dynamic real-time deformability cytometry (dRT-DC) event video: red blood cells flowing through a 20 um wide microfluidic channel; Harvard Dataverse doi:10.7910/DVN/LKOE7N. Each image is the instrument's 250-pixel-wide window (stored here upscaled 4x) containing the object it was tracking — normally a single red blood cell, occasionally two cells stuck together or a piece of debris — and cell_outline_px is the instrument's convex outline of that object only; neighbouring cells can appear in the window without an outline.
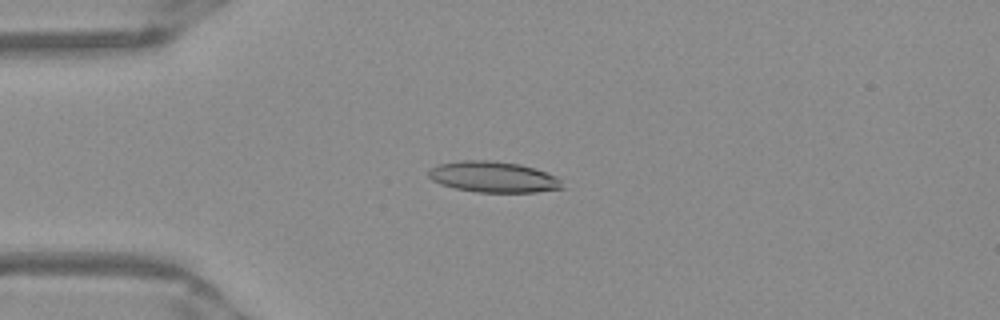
{"species": "Egyptian fruit bat (a non-hibernating species)", "species_latin": "Rousettus aegyptiacus", "temperature_condition": "warm", "stored_images_in_passage": 50, "camera_frame_rate_fps": 3000, "um_per_image_px": 0.085, "frame": {"image": 1, "passage_image": 12, "time_ms": 3.667, "image_size_px": [1000, 320], "cell_outline_px": [[564, 188], [536, 192], [476, 192], [456, 188], [440, 184], [432, 180], [428, 176], [428, 168], [436, 164], [460, 160], [488, 160], [520, 164], [536, 168], [556, 176], [560, 180]], "centroid_in_image_um": [41.9, 15.03], "position_along_channel_um": 43.1, "area_um2": 24.28}}
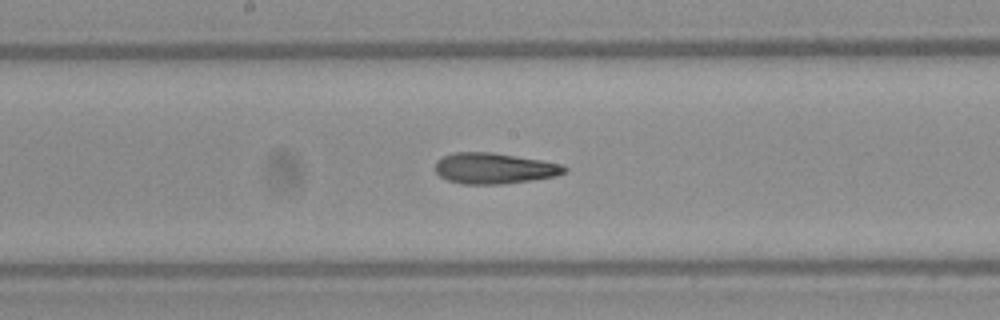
{"frame": {"image": 2, "passage_image": 26, "time_ms": 8.333, "image_size_px": [1000, 320], "cell_outline_px": [[568, 172], [556, 176], [532, 180], [500, 184], [460, 184], [448, 180], [440, 176], [436, 172], [436, 160], [452, 152], [492, 152], [564, 164], [568, 168]], "centroid_in_image_um": [42.03, 14.31], "position_along_channel_um": 206.2, "area_um2": 23.35}}
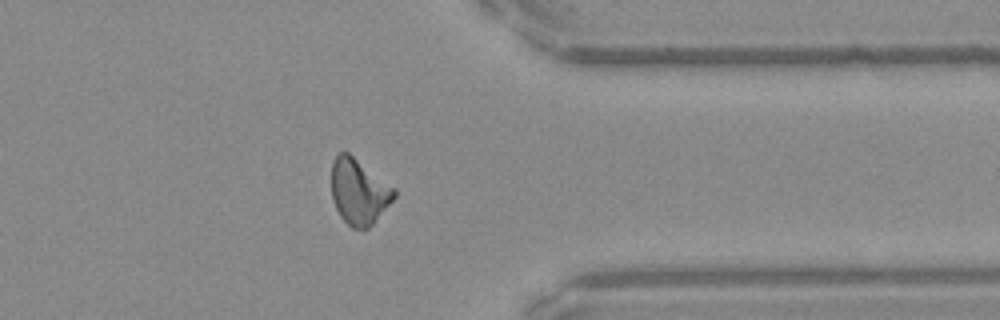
{"frame": {"image": 3, "passage_image": 40, "time_ms": 13.0, "image_size_px": [1000, 320], "cell_outline_px": [[396, 196], [372, 224], [368, 228], [352, 228], [340, 216], [332, 200], [332, 160], [340, 152], [348, 152], [396, 188]], "centroid_in_image_um": [30.5, 16.27], "position_along_channel_um": 380.9, "area_um2": 23.81}, "authors_computed_cell_mechanics": {"area_um2": 23.2067, "velocity_mm_per_s": 3.9481, "shape_relaxation_time_tau1_ms": null, "shape_relaxation_time_tau2_ms": 2.8947, "deformation_change_tau1": null, "deformation_change_tau2": 0.1272}}